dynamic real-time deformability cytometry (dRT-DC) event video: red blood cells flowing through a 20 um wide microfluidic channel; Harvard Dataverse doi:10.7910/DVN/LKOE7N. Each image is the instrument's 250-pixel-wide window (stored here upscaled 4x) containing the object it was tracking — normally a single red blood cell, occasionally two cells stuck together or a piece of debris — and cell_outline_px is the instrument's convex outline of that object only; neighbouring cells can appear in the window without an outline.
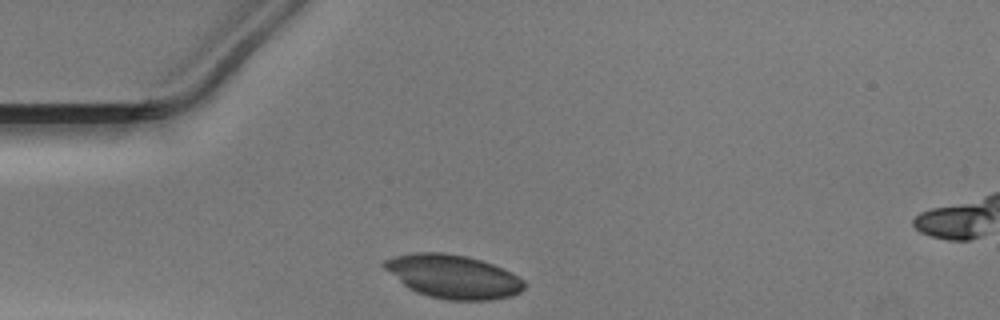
{"species": "Egyptian fruit bat (a non-hibernating species)", "species_latin": "Rousettus aegyptiacus", "temperature_condition": "warm", "stored_images_in_passage": 28, "camera_frame_rate_fps": 3000, "um_per_image_px": 0.085, "animal": {"sex": "male"}, "frame": {"image": 1, "passage_image": 1, "time_ms": 0.0, "image_size_px": [1000, 320], "cell_outline_px": [[524, 288], [520, 292], [512, 296], [488, 300], [448, 300], [428, 296], [416, 292], [408, 288], [384, 268], [380, 264], [384, 260], [396, 256], [416, 252], [444, 252], [468, 256], [504, 268], [524, 280]], "centroid_in_image_um": [38.51, 23.5], "position_along_channel_um": 46.5, "area_um2": 35.55}}
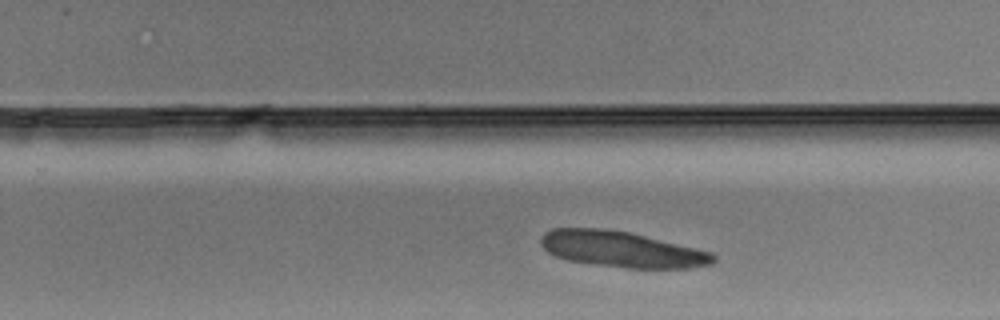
{"frame": {"image": 2, "passage_image": 20, "time_ms": 6.333, "image_size_px": [1000, 320], "cell_outline_px": [[716, 260], [712, 264], [692, 268], [628, 268], [596, 264], [568, 260], [556, 256], [548, 252], [540, 244], [540, 240], [544, 232], [552, 228], [596, 228], [632, 232], [712, 252], [716, 256]], "centroid_in_image_um": [52.87, 21.18], "position_along_channel_um": 276.9, "area_um2": 36.18}}
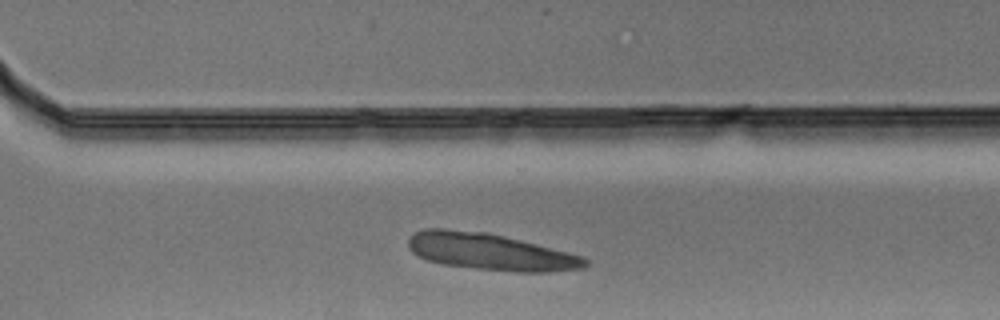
{"frame": {"image": 3, "passage_image": 24, "time_ms": 7.667, "image_size_px": [1000, 320], "cell_outline_px": [[588, 264], [584, 268], [548, 272], [516, 272], [476, 268], [444, 264], [428, 260], [412, 252], [408, 248], [408, 240], [416, 232], [424, 228], [444, 228], [484, 232], [504, 236], [584, 256], [588, 260]], "centroid_in_image_um": [41.69, 21.4], "position_along_channel_um": 328.9, "area_um2": 37.63}}